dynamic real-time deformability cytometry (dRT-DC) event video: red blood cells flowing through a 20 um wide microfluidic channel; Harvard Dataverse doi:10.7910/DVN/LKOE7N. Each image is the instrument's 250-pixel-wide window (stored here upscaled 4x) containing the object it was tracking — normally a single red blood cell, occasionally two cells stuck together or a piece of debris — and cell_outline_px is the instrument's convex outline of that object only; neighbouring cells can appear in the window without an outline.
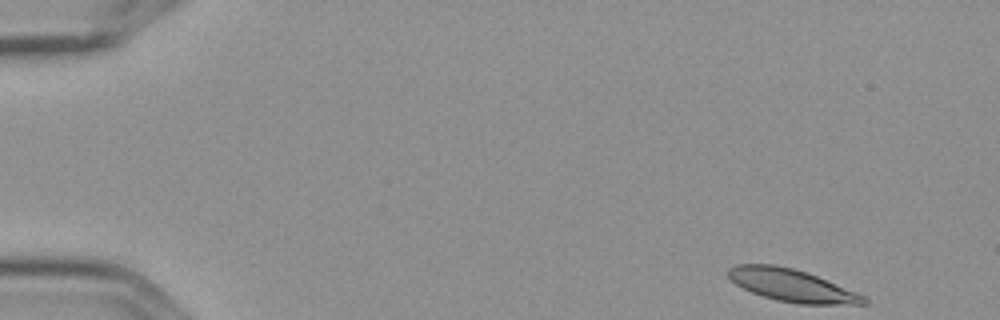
{"species": "Egyptian fruit bat (a non-hibernating species)", "species_latin": "Rousettus aegyptiacus", "temperature_condition": "cold", "stored_images_in_passage": 6, "camera_frame_rate_fps": 3000, "um_per_image_px": 0.085, "frame": {"image": 1, "passage_image": 1, "time_ms": 0.0, "image_size_px": [1000, 320], "cell_outline_px": [[868, 304], [800, 304], [776, 300], [752, 292], [736, 284], [728, 276], [728, 268], [736, 264], [772, 264], [792, 268], [816, 276], [864, 296], [868, 300]], "centroid_in_image_um": [67.26, 24.26], "position_along_channel_um": 17.7, "area_um2": 25.09}}
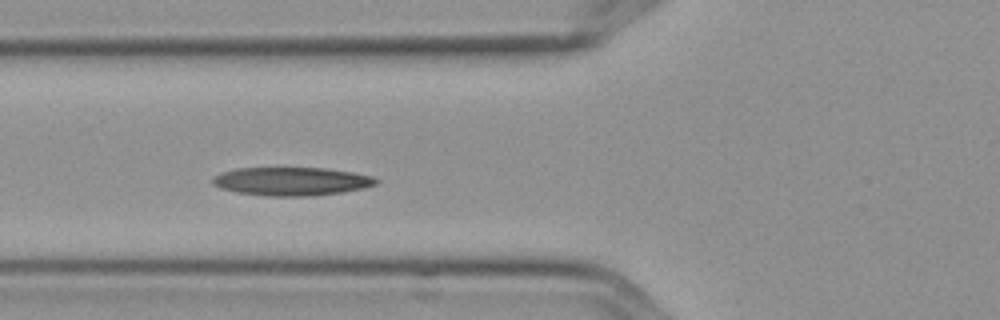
{"frame": {"image": 2, "passage_image": 5, "time_ms": 1.333, "image_size_px": [1000, 320], "cell_outline_px": [[380, 180], [376, 184], [360, 188], [340, 192], [312, 196], [268, 196], [236, 192], [220, 188], [212, 184], [212, 176], [220, 172], [236, 168], [324, 168], [352, 172], [372, 176]], "centroid_in_image_um": [24.72, 15.41], "position_along_channel_um": 101.1, "area_um2": 26.99}}
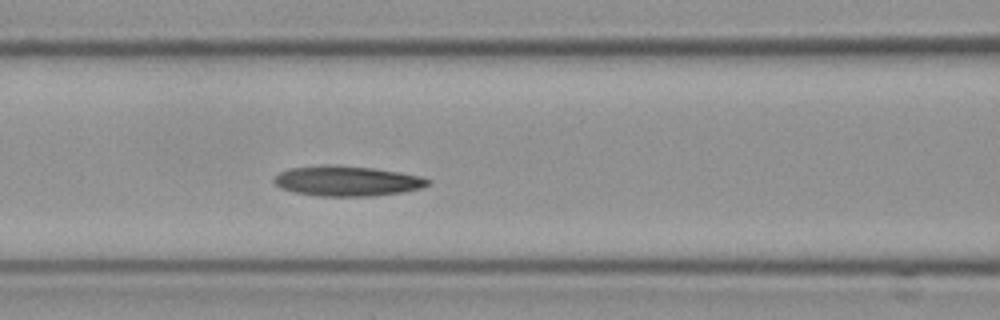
{"frame": {"image": 3, "passage_image": 6, "time_ms": 1.667, "image_size_px": [1000, 320], "cell_outline_px": [[432, 180], [428, 184], [420, 188], [400, 192], [372, 196], [320, 196], [296, 192], [280, 188], [272, 180], [280, 172], [288, 168], [328, 164], [336, 164], [372, 168], [400, 172], [420, 176]], "centroid_in_image_um": [29.47, 15.37], "position_along_channel_um": 137.1, "area_um2": 26.99}}